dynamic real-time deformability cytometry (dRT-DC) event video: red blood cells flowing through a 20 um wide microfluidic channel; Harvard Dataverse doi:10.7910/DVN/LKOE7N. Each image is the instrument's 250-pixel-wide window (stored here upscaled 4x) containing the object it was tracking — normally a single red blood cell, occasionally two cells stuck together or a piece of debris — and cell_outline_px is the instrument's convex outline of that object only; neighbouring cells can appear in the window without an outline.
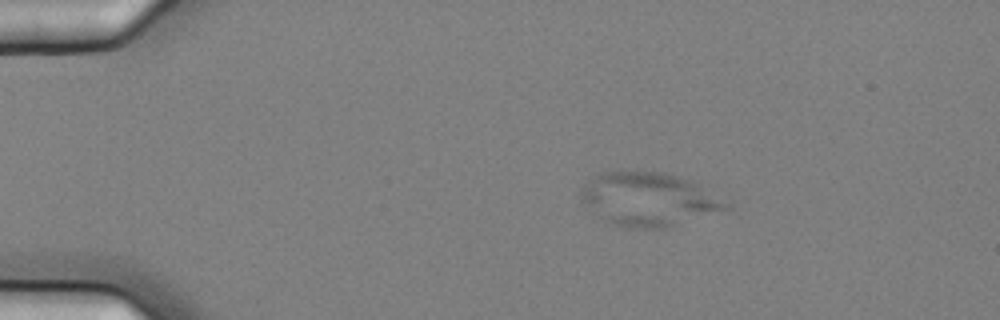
{"species": "common noctule bat (a hibernating species)", "species_latin": "Nyctalus noctula", "temperature_condition": "cold", "stored_images_in_passage": 6, "camera_frame_rate_fps": 3000, "um_per_image_px": 0.085, "animal": {"sex": "female", "body_mass_g": 25.1}, "frame": {"image": 1, "passage_image": 4, "time_ms": 1.0, "image_size_px": [1000, 320], "cell_outline_px": [[732, 208], [660, 228], [632, 228], [608, 224], [580, 196], [584, 184], [588, 180], [604, 172], [624, 168], [664, 172], [688, 180], [696, 184], [732, 204]], "centroid_in_image_um": [55.12, 16.89], "position_along_channel_um": 29.9, "area_um2": 44.91}}